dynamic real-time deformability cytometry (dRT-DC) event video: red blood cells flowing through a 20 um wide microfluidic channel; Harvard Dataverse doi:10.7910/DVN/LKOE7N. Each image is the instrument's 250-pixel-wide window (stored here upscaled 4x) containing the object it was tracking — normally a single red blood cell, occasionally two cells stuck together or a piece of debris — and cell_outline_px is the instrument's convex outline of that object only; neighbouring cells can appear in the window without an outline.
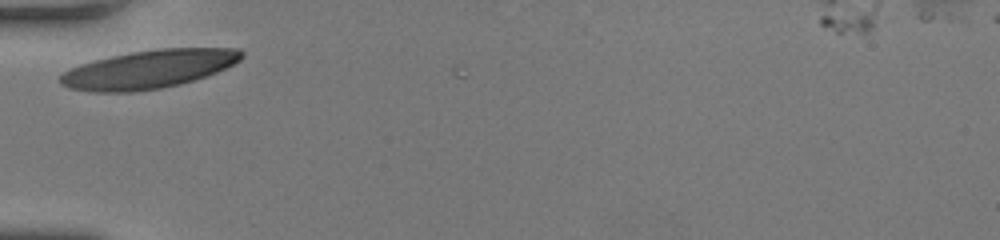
{"species": "human", "species_latin": "Homo sapiens", "temperature_condition": "room temperature", "stored_images_in_passage": 27, "camera_frame_rate_fps": 3000, "um_per_image_px": 0.085, "donor": {"sex": "female"}, "frame": {"image": 1, "passage_image": 1, "time_ms": 0.0, "image_size_px": [1000, 240], "cell_outline_px": [[244, 56], [240, 60], [216, 72], [180, 84], [160, 88], [136, 92], [92, 92], [68, 88], [60, 84], [60, 76], [64, 72], [80, 64], [112, 56], [132, 52], [160, 48], [240, 48], [244, 52]], "centroid_in_image_um": [12.64, 5.88], "position_along_channel_um": 72.4, "area_um2": 40.29}}
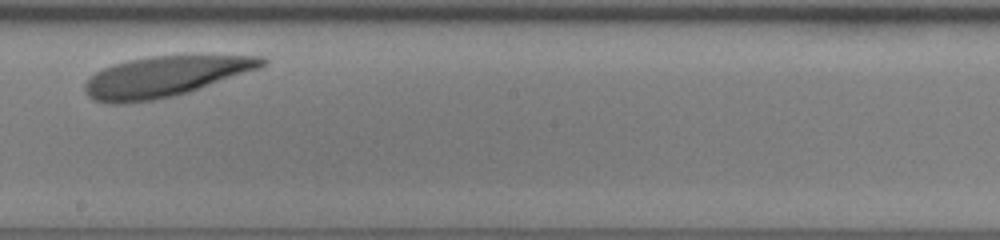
{"frame": {"image": 2, "passage_image": 15, "time_ms": 4.667, "image_size_px": [1000, 240], "cell_outline_px": [[268, 64], [260, 68], [188, 92], [156, 100], [124, 104], [104, 104], [92, 100], [84, 92], [84, 84], [88, 76], [112, 64], [128, 60], [152, 56], [264, 56], [268, 60]], "centroid_in_image_um": [13.95, 6.52], "position_along_channel_um": 234.2, "area_um2": 41.96}}
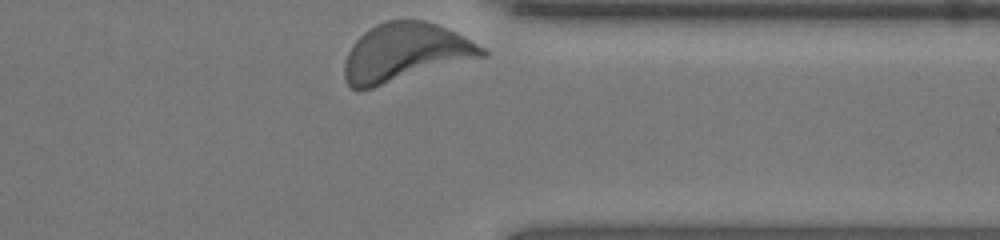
{"frame": {"image": 3, "passage_image": 27, "time_ms": 8.667, "image_size_px": [1000, 240], "cell_outline_px": [[488, 56], [372, 88], [356, 92], [348, 88], [344, 80], [344, 60], [352, 44], [364, 32], [376, 24], [388, 20], [424, 20], [436, 24], [456, 32], [484, 48], [488, 52]], "centroid_in_image_um": [34.41, 4.49], "position_along_channel_um": 377.0, "area_um2": 47.05}}